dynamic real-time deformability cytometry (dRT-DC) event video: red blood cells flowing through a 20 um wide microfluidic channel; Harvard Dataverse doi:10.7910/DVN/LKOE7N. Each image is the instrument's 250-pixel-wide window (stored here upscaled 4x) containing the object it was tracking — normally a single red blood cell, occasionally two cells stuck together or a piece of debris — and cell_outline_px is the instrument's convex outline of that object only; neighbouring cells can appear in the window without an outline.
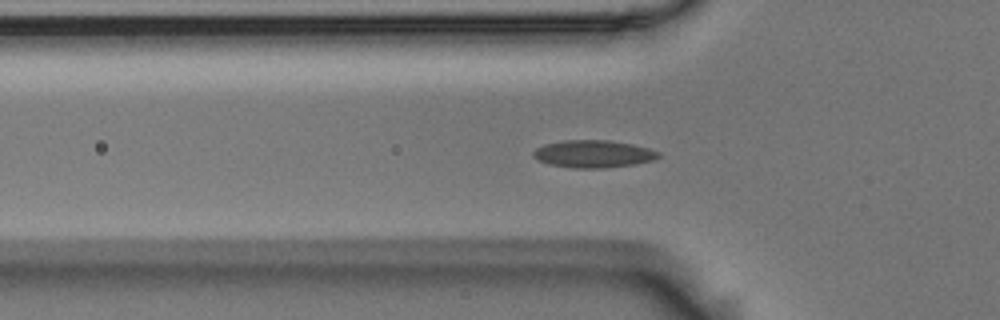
{"species": "Egyptian fruit bat (a non-hibernating species)", "species_latin": "Rousettus aegyptiacus", "temperature_condition": "room temperature", "stored_images_in_passage": 47, "camera_frame_rate_fps": 3000, "um_per_image_px": 0.085, "animal": {"sex": "male"}, "frame": {"image": 1, "passage_image": 9, "time_ms": 2.667, "image_size_px": [1000, 320], "cell_outline_px": [[660, 156], [652, 160], [636, 164], [604, 168], [572, 168], [548, 164], [532, 156], [532, 152], [536, 148], [544, 144], [564, 140], [608, 140], [632, 144], [648, 148], [660, 152]], "centroid_in_image_um": [50.42, 13.08], "position_along_channel_um": 75.4, "area_um2": 20.06}}
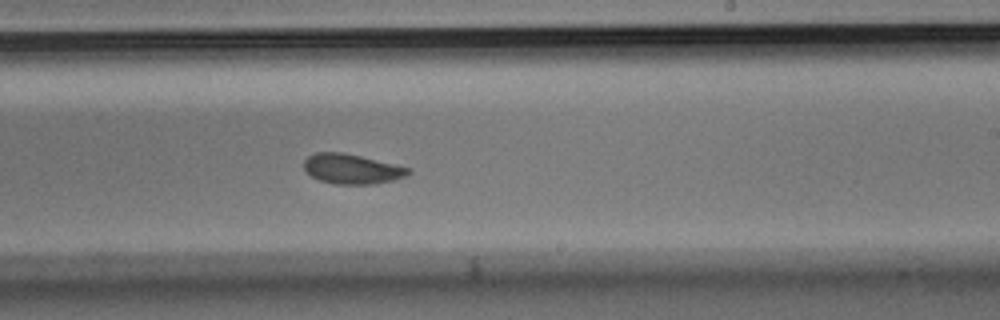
{"frame": {"image": 2, "passage_image": 24, "time_ms": 7.667, "image_size_px": [1000, 320], "cell_outline_px": [[412, 172], [404, 176], [392, 180], [376, 184], [336, 184], [320, 180], [312, 176], [304, 168], [304, 160], [308, 156], [316, 152], [344, 152], [412, 168]], "centroid_in_image_um": [29.92, 14.35], "position_along_channel_um": 259.1, "area_um2": 18.15}}
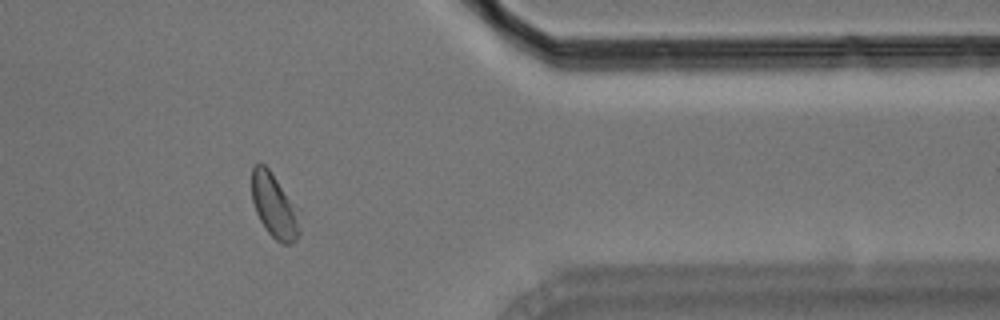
{"frame": {"image": 3, "passage_image": 36, "time_ms": 11.667, "image_size_px": [1000, 320], "cell_outline_px": [[300, 232], [296, 240], [288, 244], [280, 244], [268, 232], [260, 220], [256, 212], [252, 200], [252, 164], [264, 164], [272, 172], [300, 208]], "centroid_in_image_um": [23.36, 17.49], "position_along_channel_um": 388.0, "area_um2": 18.44}, "authors_computed_cell_mechanics": {"area_um2": 18.6116, "velocity_mm_per_s": 3.6586, "shape_relaxation_time_tau1_ms": 5.9764, "shape_relaxation_time_tau2_ms": 2.6662, "deformation_change_tau1": 0.1153, "deformation_change_tau2": 0.0643}}